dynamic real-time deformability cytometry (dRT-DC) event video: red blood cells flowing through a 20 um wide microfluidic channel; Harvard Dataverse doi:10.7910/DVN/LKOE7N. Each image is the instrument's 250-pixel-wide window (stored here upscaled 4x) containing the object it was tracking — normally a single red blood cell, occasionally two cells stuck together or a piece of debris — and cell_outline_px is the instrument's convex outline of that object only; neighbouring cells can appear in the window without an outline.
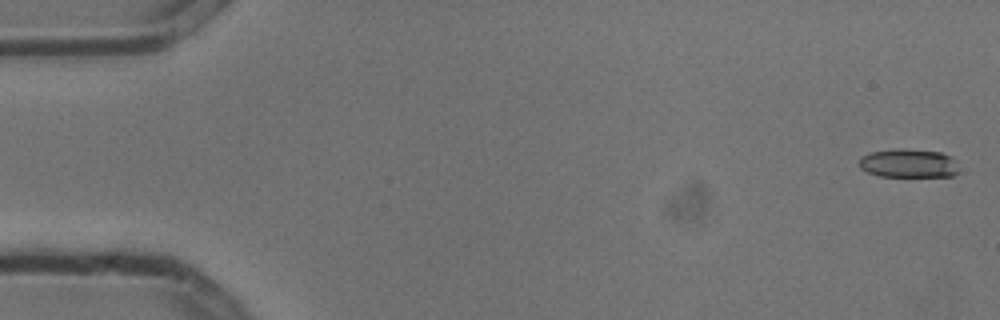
{"species": "common noctule bat (a hibernating species)", "species_latin": "Nyctalus noctula", "temperature_condition": "cold", "stored_images_in_passage": 8, "camera_frame_rate_fps": 3000, "um_per_image_px": 0.085, "animal": {"sex": "male", "body_mass_g": 13.3}, "frame": {"image": 1, "passage_image": 1, "time_ms": 0.0, "image_size_px": [1000, 320], "cell_outline_px": [[956, 172], [952, 176], [880, 176], [868, 172], [860, 168], [860, 156], [872, 152], [900, 148], [940, 152], [948, 156], [952, 160]], "centroid_in_image_um": [77.14, 13.88], "position_along_channel_um": 7.9, "area_um2": 16.18}}
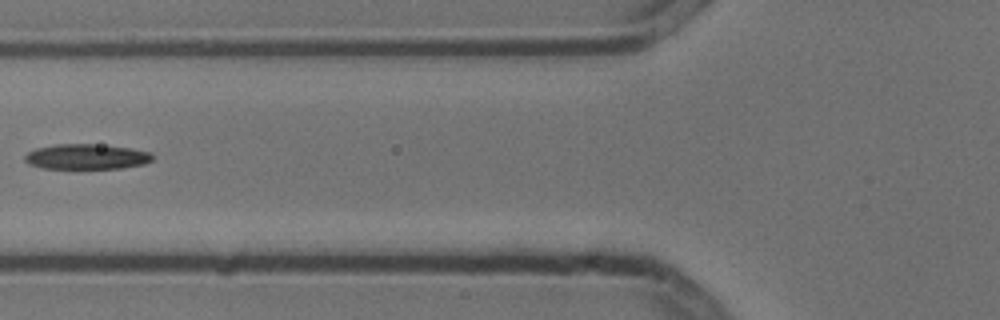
{"frame": {"image": 2, "passage_image": 6, "time_ms": 1.667, "image_size_px": [1000, 320], "cell_outline_px": [[152, 160], [144, 164], [120, 168], [40, 168], [28, 164], [24, 160], [24, 156], [28, 152], [36, 148], [56, 144], [92, 144], [128, 148], [152, 152]], "centroid_in_image_um": [7.31, 13.32], "position_along_channel_um": 118.5, "area_um2": 18.67}}
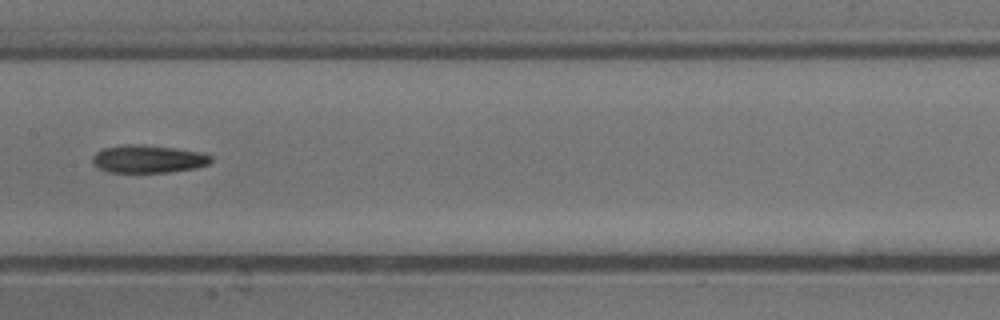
{"frame": {"image": 3, "passage_image": 8, "time_ms": 2.333, "image_size_px": [1000, 320], "cell_outline_px": [[212, 160], [208, 164], [196, 168], [168, 172], [108, 172], [92, 164], [92, 156], [96, 152], [104, 148], [124, 144], [140, 144], [172, 148], [200, 152], [212, 156]], "centroid_in_image_um": [12.57, 13.51], "position_along_channel_um": 194.8, "area_um2": 19.13}}